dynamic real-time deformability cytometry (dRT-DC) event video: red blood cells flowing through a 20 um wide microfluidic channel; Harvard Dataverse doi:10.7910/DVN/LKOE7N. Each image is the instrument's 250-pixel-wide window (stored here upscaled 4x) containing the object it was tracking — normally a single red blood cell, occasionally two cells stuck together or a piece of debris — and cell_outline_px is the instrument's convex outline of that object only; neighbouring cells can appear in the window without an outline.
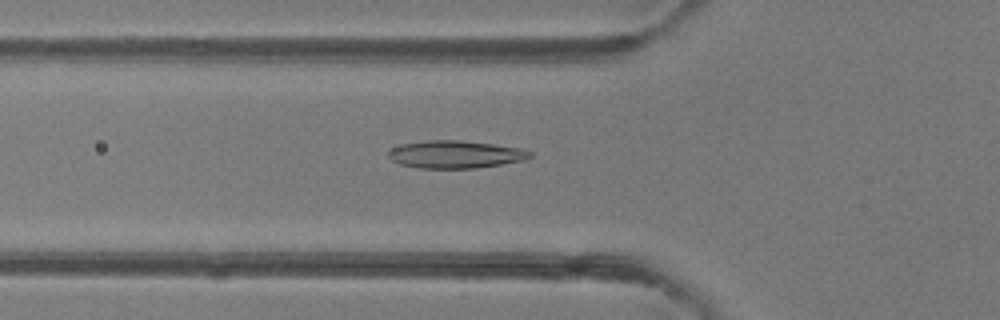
{"species": "common noctule bat (a hibernating species)", "species_latin": "Nyctalus noctula", "temperature_condition": "room temperature", "stored_images_in_passage": 48, "camera_frame_rate_fps": 3000, "um_per_image_px": 0.085, "animal": {"sex": "female"}, "frame": {"image": 1, "passage_image": 17, "time_ms": 5.333, "image_size_px": [1000, 320], "cell_outline_px": [[532, 156], [524, 160], [476, 168], [420, 168], [400, 164], [392, 160], [388, 156], [388, 152], [392, 148], [404, 144], [428, 140], [460, 140], [524, 148], [532, 152]], "centroid_in_image_um": [38.74, 13.12], "position_along_channel_um": 87.1, "area_um2": 22.66}}
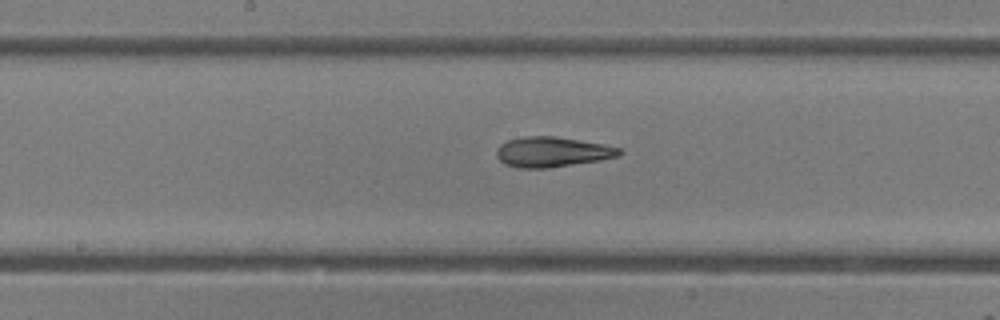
{"frame": {"image": 2, "passage_image": 25, "time_ms": 8.0, "image_size_px": [1000, 320], "cell_outline_px": [[624, 152], [620, 156], [600, 160], [548, 168], [516, 168], [504, 164], [496, 156], [496, 152], [500, 144], [508, 140], [524, 136], [556, 136], [604, 144], [620, 148]], "centroid_in_image_um": [46.94, 12.91], "position_along_channel_um": 201.3, "area_um2": 21.73}}
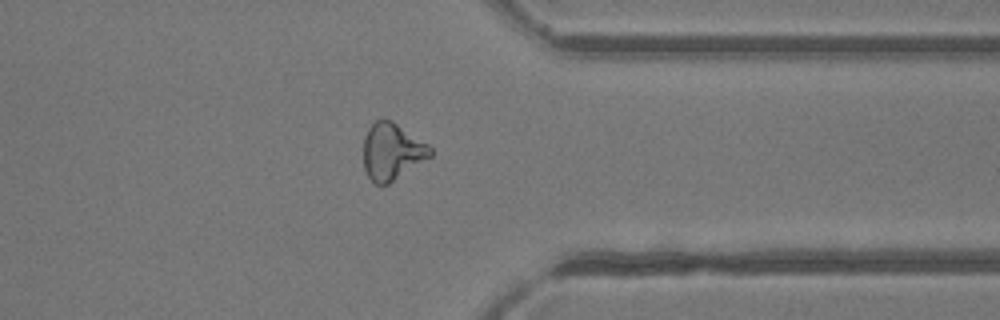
{"frame": {"image": 3, "passage_image": 38, "time_ms": 12.333, "image_size_px": [1000, 320], "cell_outline_px": [[432, 156], [388, 184], [376, 184], [368, 176], [364, 168], [364, 136], [368, 128], [376, 120], [384, 116], [392, 120], [428, 144], [432, 148]], "centroid_in_image_um": [33.31, 12.85], "position_along_channel_um": 378.1, "area_um2": 22.2}, "authors_computed_cell_mechanics": {"area_um2": 22.1374, "velocity_mm_per_s": 4.23, "shape_relaxation_time_tau1_ms": 3.7437, "shape_relaxation_time_tau2_ms": 3.1027, "deformation_change_tau1": 0.1223, "deformation_change_tau2": 0.1064}}